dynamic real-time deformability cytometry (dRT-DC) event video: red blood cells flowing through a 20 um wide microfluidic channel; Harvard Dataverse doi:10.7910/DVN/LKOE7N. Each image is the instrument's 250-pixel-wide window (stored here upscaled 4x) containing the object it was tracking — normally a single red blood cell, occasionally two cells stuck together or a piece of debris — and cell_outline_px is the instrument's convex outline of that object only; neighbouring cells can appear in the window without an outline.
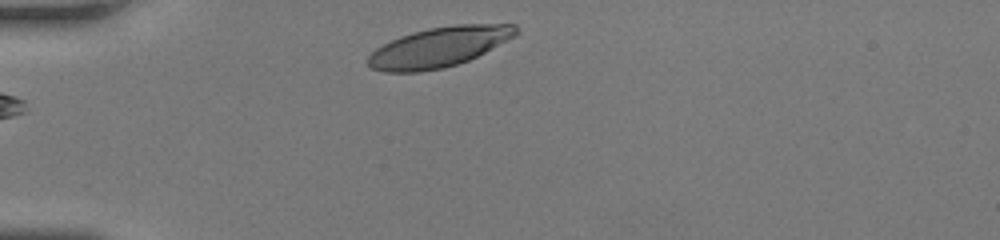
{"species": "human", "species_latin": "Homo sapiens", "temperature_condition": "room temperature", "stored_images_in_passage": 28, "camera_frame_rate_fps": 3000, "um_per_image_px": 0.085, "donor": {"sex": "female"}, "frame": {"image": 1, "passage_image": 1, "time_ms": 0.0, "image_size_px": [1000, 240], "cell_outline_px": [[520, 32], [516, 36], [468, 60], [444, 68], [420, 72], [384, 72], [372, 68], [368, 64], [368, 56], [376, 48], [400, 36], [412, 32], [428, 28], [456, 24], [516, 24]], "centroid_in_image_um": [37.33, 3.99], "position_along_channel_um": 47.7, "area_um2": 34.39}}
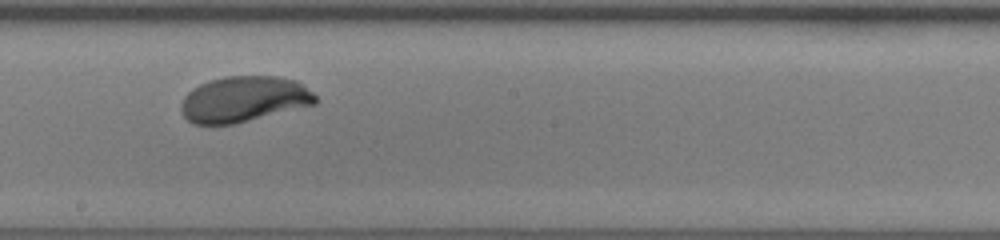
{"frame": {"image": 2, "passage_image": 16, "time_ms": 5.0, "image_size_px": [1000, 240], "cell_outline_px": [[320, 100], [316, 104], [232, 124], [192, 124], [180, 112], [180, 104], [184, 96], [192, 88], [208, 80], [224, 76], [276, 76], [296, 80], [304, 84]], "centroid_in_image_um": [20.72, 8.42], "position_along_channel_um": 227.5, "area_um2": 36.07}}
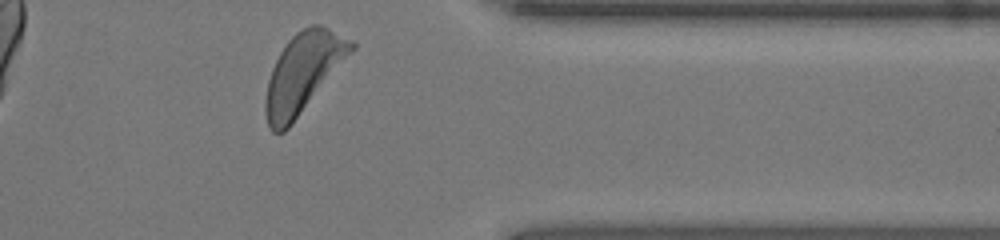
{"frame": {"image": 3, "passage_image": 28, "time_ms": 9.0, "image_size_px": [1000, 240], "cell_outline_px": [[356, 48], [292, 124], [284, 132], [272, 132], [268, 124], [264, 112], [264, 100], [268, 80], [272, 68], [280, 52], [288, 40], [296, 32], [312, 24], [320, 24], [328, 28], [356, 44]], "centroid_in_image_um": [25.74, 6.2], "position_along_channel_um": 385.7, "area_um2": 39.36}, "authors_computed_cell_mechanics": {"area_um2": 35.836, "velocity_mm_per_s": 4.1899, "shape_relaxation_time_tau1_ms": 2.0573, "shape_relaxation_time_tau2_ms": null, "deformation_change_tau1": 0.1535, "deformation_change_tau2": null}}